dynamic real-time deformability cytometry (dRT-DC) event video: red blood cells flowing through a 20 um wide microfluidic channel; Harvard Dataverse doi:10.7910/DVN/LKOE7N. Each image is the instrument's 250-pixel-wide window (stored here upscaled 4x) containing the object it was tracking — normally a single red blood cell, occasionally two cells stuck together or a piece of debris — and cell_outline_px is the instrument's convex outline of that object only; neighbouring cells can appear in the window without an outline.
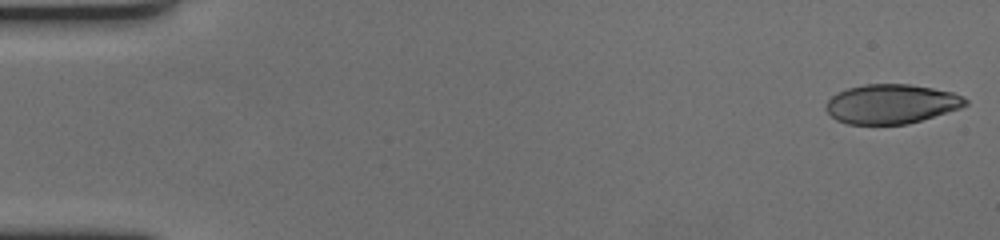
{"species": "human", "species_latin": "Homo sapiens", "temperature_condition": "cold", "stored_images_in_passage": 60, "camera_frame_rate_fps": 3000, "um_per_image_px": 0.085, "donor": {"sex": "female"}, "frame": {"image": 1, "passage_image": 1, "time_ms": 0.0, "image_size_px": [1000, 240], "cell_outline_px": [[968, 104], [960, 108], [908, 124], [848, 124], [836, 120], [824, 108], [824, 104], [836, 92], [848, 88], [864, 84], [912, 84], [952, 92], [964, 96], [968, 100]], "centroid_in_image_um": [75.75, 8.83], "position_along_channel_um": 9.3, "area_um2": 32.14}}
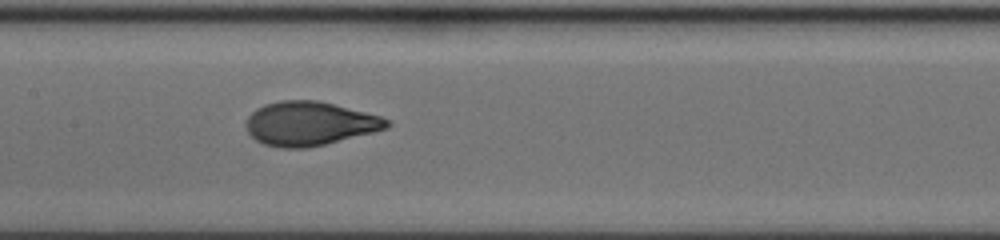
{"frame": {"image": 2, "passage_image": 30, "time_ms": 9.667, "image_size_px": [1000, 240], "cell_outline_px": [[392, 124], [388, 128], [324, 144], [304, 148], [280, 148], [264, 144], [256, 140], [248, 132], [244, 124], [248, 116], [256, 108], [264, 104], [280, 100], [316, 100], [380, 116], [388, 120]], "centroid_in_image_um": [26.26, 10.5], "position_along_channel_um": 181.1, "area_um2": 35.78}}
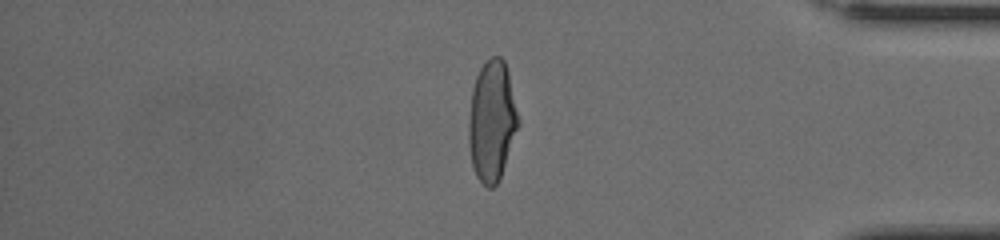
{"frame": {"image": 3, "passage_image": 51, "time_ms": 16.667, "image_size_px": [1000, 240], "cell_outline_px": [[520, 124], [500, 180], [492, 188], [488, 188], [476, 176], [472, 168], [468, 144], [468, 116], [472, 88], [476, 76], [480, 68], [492, 56], [500, 56], [504, 60], [508, 72], [520, 120]], "centroid_in_image_um": [41.81, 10.32], "position_along_channel_um": 393.4, "area_um2": 35.37}, "authors_computed_cell_mechanics": {"area_um2": 35.0846, "velocity_mm_per_s": 3.4109, "shape_relaxation_time_tau1_ms": 5.0758, "shape_relaxation_time_tau2_ms": null, "deformation_change_tau1": 0.2288, "deformation_change_tau2": null}}